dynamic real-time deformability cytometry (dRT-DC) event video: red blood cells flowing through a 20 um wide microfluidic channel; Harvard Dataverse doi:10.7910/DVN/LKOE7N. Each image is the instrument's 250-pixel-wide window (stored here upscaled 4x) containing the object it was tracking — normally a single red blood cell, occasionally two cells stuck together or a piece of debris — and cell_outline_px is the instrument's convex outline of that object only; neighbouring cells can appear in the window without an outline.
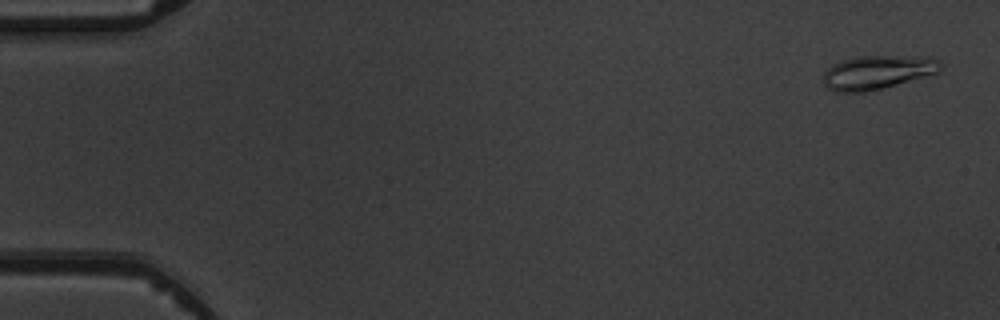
{"species": "common noctule bat (a hibernating species)", "species_latin": "Nyctalus noctula", "temperature_condition": "warm", "stored_images_in_passage": 5, "camera_frame_rate_fps": 3000, "um_per_image_px": 0.085, "animal": {"sex": "male", "body_mass_g": 19.5, "forearm_length_mm": 54.6}, "frame": {"image": 1, "passage_image": 1, "time_ms": 0.0, "image_size_px": [1000, 320], "cell_outline_px": [[944, 64], [940, 72], [868, 92], [836, 92], [828, 88], [824, 84], [824, 72], [832, 64], [856, 56], [928, 56]], "centroid_in_image_um": [74.6, 6.14], "position_along_channel_um": 10.4, "area_um2": 23.18}}